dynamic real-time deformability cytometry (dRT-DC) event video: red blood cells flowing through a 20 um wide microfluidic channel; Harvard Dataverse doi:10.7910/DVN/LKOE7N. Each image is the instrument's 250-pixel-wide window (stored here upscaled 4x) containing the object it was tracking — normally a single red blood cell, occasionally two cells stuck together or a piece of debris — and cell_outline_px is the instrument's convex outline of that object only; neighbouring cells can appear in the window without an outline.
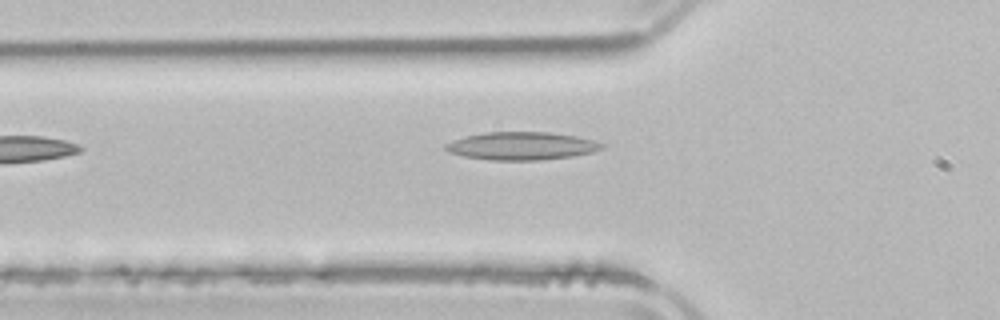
{"species": "common noctule bat (a hibernating species)", "species_latin": "Nyctalus noctula", "temperature_condition": "room temperature", "stored_images_in_passage": 4, "camera_frame_rate_fps": 3000, "um_per_image_px": 0.085, "animal": {"sex": "male", "body_mass_g": 21.5, "forearm_length_mm": 52.0}, "frame": {"image": 1, "passage_image": 4, "time_ms": 5.667, "image_size_px": [1000, 320], "cell_outline_px": [[604, 148], [592, 152], [572, 156], [540, 160], [488, 160], [464, 156], [448, 152], [444, 148], [444, 144], [452, 140], [464, 136], [484, 132], [548, 132], [576, 136], [592, 140], [604, 144]], "centroid_in_image_um": [44.29, 12.4], "position_along_channel_um": 81.5, "area_um2": 25.49}}